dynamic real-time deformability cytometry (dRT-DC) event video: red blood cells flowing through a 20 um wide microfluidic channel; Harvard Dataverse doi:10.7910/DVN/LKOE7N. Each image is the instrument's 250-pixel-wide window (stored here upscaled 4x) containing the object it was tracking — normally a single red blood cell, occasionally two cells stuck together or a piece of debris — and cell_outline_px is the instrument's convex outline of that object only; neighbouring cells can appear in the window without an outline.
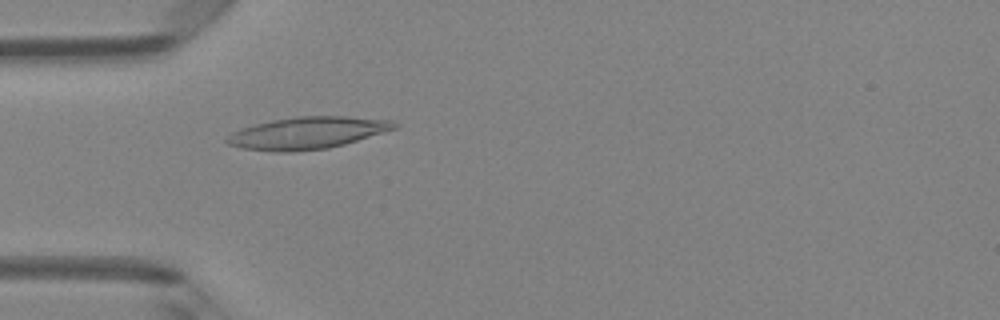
{"species": "Egyptian fruit bat (a non-hibernating species)", "species_latin": "Rousettus aegyptiacus", "temperature_condition": "room temperature", "stored_images_in_passage": 3, "camera_frame_rate_fps": 3000, "um_per_image_px": 0.085, "animal": {"sex": "female"}, "frame": {"image": 1, "passage_image": 3, "time_ms": 0.667, "image_size_px": [1000, 320], "cell_outline_px": [[400, 124], [396, 128], [344, 144], [328, 148], [292, 152], [272, 152], [240, 148], [228, 144], [224, 140], [232, 132], [256, 124], [272, 120], [296, 116], [344, 116], [392, 120]], "centroid_in_image_um": [26.11, 11.3], "position_along_channel_um": 58.9, "area_um2": 31.21}}